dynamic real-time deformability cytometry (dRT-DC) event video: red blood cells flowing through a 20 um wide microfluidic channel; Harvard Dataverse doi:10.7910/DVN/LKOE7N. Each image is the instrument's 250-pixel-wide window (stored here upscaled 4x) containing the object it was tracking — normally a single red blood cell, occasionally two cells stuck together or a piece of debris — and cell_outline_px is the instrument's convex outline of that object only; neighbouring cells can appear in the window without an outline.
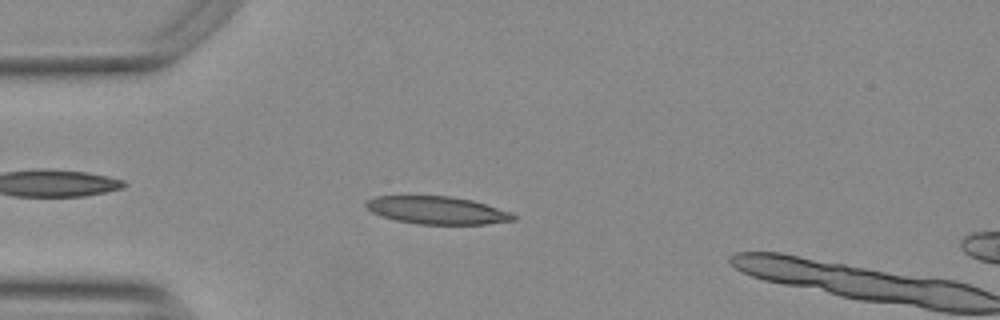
{"species": "Egyptian fruit bat (a non-hibernating species)", "species_latin": "Rousettus aegyptiacus", "temperature_condition": "warm", "stored_images_in_passage": 49, "camera_frame_rate_fps": 3000, "um_per_image_px": 0.085, "animal": {"sex": "female"}, "frame": {"image": 1, "passage_image": 13, "time_ms": 4.0, "image_size_px": [1000, 320], "cell_outline_px": [[516, 220], [488, 224], [416, 224], [396, 220], [372, 212], [364, 204], [364, 200], [376, 196], [448, 196], [472, 200], [512, 212], [516, 216]], "centroid_in_image_um": [37.17, 17.87], "position_along_channel_um": 47.8, "area_um2": 23.81}}
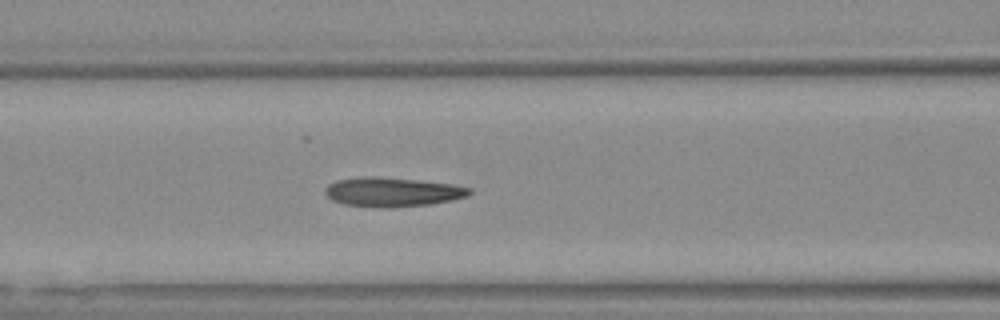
{"frame": {"image": 2, "passage_image": 21, "time_ms": 6.667, "image_size_px": [1000, 320], "cell_outline_px": [[472, 192], [468, 196], [452, 200], [432, 204], [380, 208], [344, 204], [332, 200], [324, 192], [324, 188], [328, 184], [336, 180], [416, 180], [448, 184], [472, 188]], "centroid_in_image_um": [33.41, 16.38], "position_along_channel_um": 133.2, "area_um2": 23.24}}
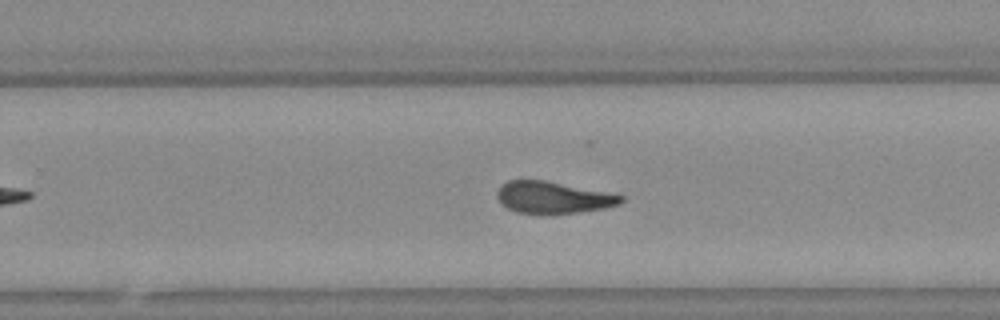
{"frame": {"image": 3, "passage_image": 33, "time_ms": 10.667, "image_size_px": [1000, 320], "cell_outline_px": [[624, 200], [620, 204], [604, 208], [580, 212], [552, 216], [540, 216], [516, 212], [500, 204], [496, 196], [496, 192], [500, 184], [508, 180], [544, 180], [624, 196]], "centroid_in_image_um": [46.93, 16.83], "position_along_channel_um": 282.9, "area_um2": 23.58}, "authors_computed_cell_mechanics": {"area_um2": 23.409, "velocity_mm_per_s": 3.7582, "shape_relaxation_time_tau1_ms": null, "shape_relaxation_time_tau2_ms": 2.2358, "deformation_change_tau1": null, "deformation_change_tau2": 0.0913}}